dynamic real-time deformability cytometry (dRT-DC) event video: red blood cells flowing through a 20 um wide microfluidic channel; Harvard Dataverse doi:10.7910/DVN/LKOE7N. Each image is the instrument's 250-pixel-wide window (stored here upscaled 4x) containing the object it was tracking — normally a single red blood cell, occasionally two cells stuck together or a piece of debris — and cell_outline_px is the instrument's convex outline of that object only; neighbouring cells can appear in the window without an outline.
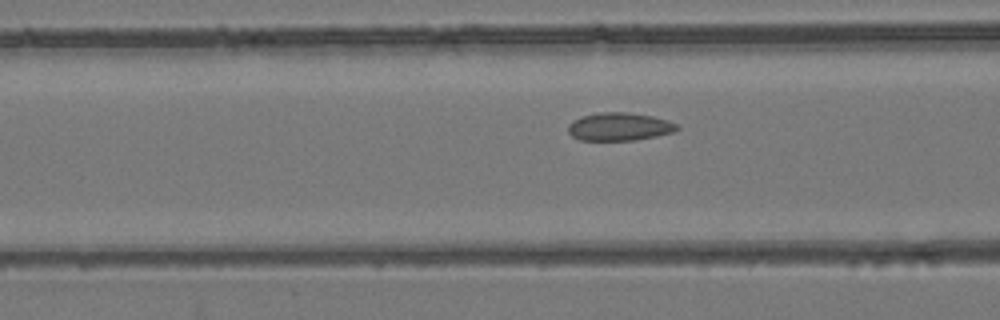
{"species": "common noctule bat (a hibernating species)", "species_latin": "Nyctalus noctula", "temperature_condition": "room temperature", "stored_images_in_passage": 48, "camera_frame_rate_fps": 3000, "um_per_image_px": 0.085, "animal": {"sex": "female", "body_mass_g": 24.6, "forearm_length_mm": 56.2}, "frame": {"image": 1, "passage_image": 16, "time_ms": 5.0, "image_size_px": [1000, 320], "cell_outline_px": [[680, 128], [672, 132], [656, 136], [636, 140], [580, 140], [572, 136], [568, 132], [568, 124], [572, 120], [580, 116], [600, 112], [628, 112], [652, 116], [668, 120], [676, 124]], "centroid_in_image_um": [52.61, 10.76], "position_along_channel_um": 114.0, "area_um2": 17.86}}
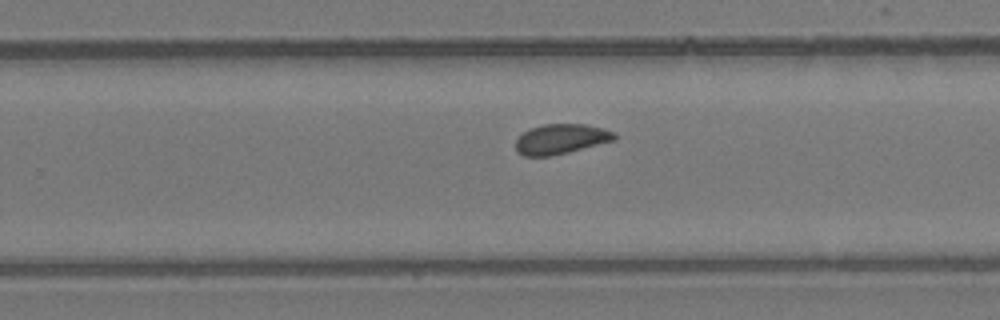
{"frame": {"image": 2, "passage_image": 29, "time_ms": 9.333, "image_size_px": [1000, 320], "cell_outline_px": [[616, 140], [552, 156], [524, 156], [516, 152], [516, 140], [524, 132], [532, 128], [544, 124], [584, 124], [604, 128], [616, 132]], "centroid_in_image_um": [47.71, 11.82], "position_along_channel_um": 282.1, "area_um2": 17.28}}
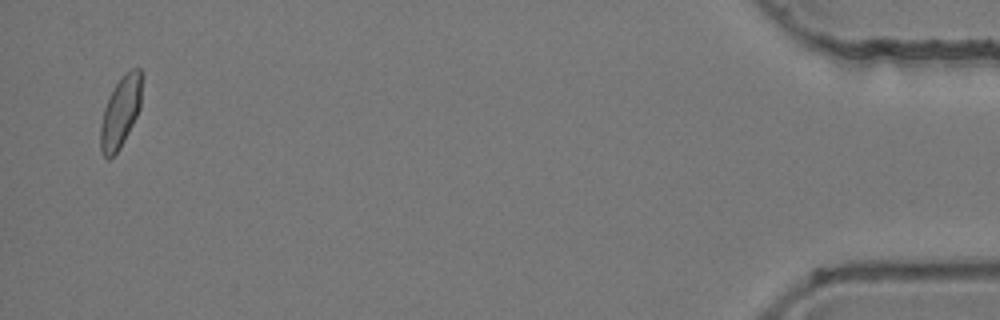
{"frame": {"image": 3, "passage_image": 47, "time_ms": 15.333, "image_size_px": [1000, 320], "cell_outline_px": [[140, 108], [120, 148], [108, 160], [100, 152], [100, 124], [104, 108], [116, 84], [124, 72], [132, 68], [140, 68]], "centroid_in_image_um": [10.21, 9.55], "position_along_channel_um": 425.0, "area_um2": 16.7}, "authors_computed_cell_mechanics": {"area_um2": 17.34, "velocity_mm_per_s": 3.8922, "shape_relaxation_time_tau1_ms": null, "shape_relaxation_time_tau2_ms": 2.0716, "deformation_change_tau1": null, "deformation_change_tau2": 0.0678}}